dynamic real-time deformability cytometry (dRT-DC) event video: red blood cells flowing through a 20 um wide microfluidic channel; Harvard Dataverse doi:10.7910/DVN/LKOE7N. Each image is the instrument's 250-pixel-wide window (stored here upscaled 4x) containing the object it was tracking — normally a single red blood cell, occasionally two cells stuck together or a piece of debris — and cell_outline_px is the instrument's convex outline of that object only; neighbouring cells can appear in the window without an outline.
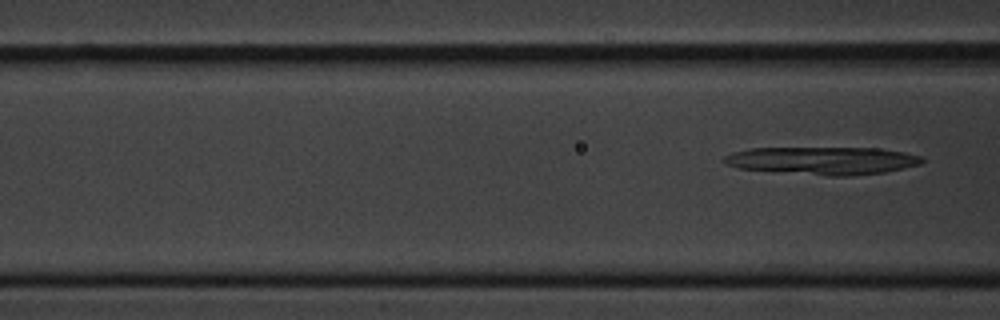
{"species": "common noctule bat (a hibernating species)", "species_latin": "Nyctalus noctula", "temperature_condition": "cold", "stored_images_in_passage": 8, "segment_of_instrument_passage": [2, 2], "camera_frame_rate_fps": 3000, "um_per_image_px": 0.085, "animal": {"sex": "male", "body_mass_g": 20.1, "forearm_length_mm": 53.5}, "frame": {"image": 1, "passage_image": 8, "time_ms": 9.0, "image_size_px": [1000, 320], "cell_outline_px": [[924, 160], [920, 164], [884, 172], [852, 176], [828, 176], [740, 168], [724, 164], [720, 160], [724, 156], [732, 152], [748, 148], [876, 148], [904, 152], [924, 156]], "centroid_in_image_um": [69.91, 13.65], "position_along_channel_um": 96.7, "area_um2": 32.08}}